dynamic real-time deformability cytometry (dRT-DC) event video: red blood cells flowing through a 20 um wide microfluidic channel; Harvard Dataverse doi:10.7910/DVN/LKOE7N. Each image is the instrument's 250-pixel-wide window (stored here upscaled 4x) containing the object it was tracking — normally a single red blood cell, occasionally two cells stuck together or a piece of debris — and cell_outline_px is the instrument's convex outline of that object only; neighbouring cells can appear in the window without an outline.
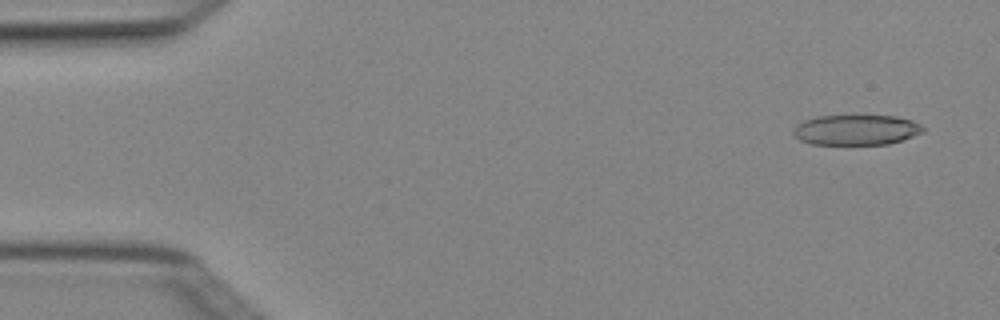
{"species": "Egyptian fruit bat (a non-hibernating species)", "species_latin": "Rousettus aegyptiacus", "temperature_condition": "cold", "stored_images_in_passage": 4, "camera_frame_rate_fps": 3000, "um_per_image_px": 0.085, "animal": {"sex": "female"}, "frame": {"image": 1, "passage_image": 1, "time_ms": 0.0, "image_size_px": [1000, 320], "cell_outline_px": [[924, 132], [888, 144], [812, 144], [800, 140], [792, 132], [796, 124], [804, 120], [816, 116], [896, 116], [912, 120], [920, 124], [924, 128]], "centroid_in_image_um": [72.76, 11.03], "position_along_channel_um": 12.2, "area_um2": 22.77}}
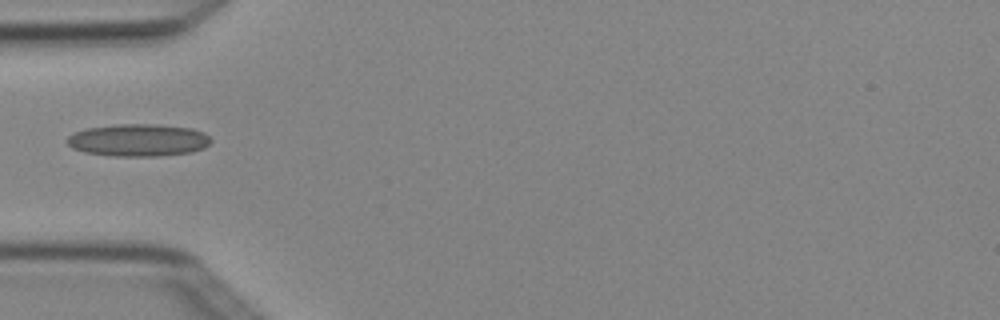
{"frame": {"image": 2, "passage_image": 4, "time_ms": 1.0, "image_size_px": [1000, 320], "cell_outline_px": [[212, 140], [204, 148], [192, 152], [160, 156], [112, 156], [84, 152], [72, 148], [64, 140], [72, 132], [84, 128], [116, 124], [156, 124], [192, 128], [204, 132]], "centroid_in_image_um": [11.72, 11.91], "position_along_channel_um": 73.3, "area_um2": 27.51}}